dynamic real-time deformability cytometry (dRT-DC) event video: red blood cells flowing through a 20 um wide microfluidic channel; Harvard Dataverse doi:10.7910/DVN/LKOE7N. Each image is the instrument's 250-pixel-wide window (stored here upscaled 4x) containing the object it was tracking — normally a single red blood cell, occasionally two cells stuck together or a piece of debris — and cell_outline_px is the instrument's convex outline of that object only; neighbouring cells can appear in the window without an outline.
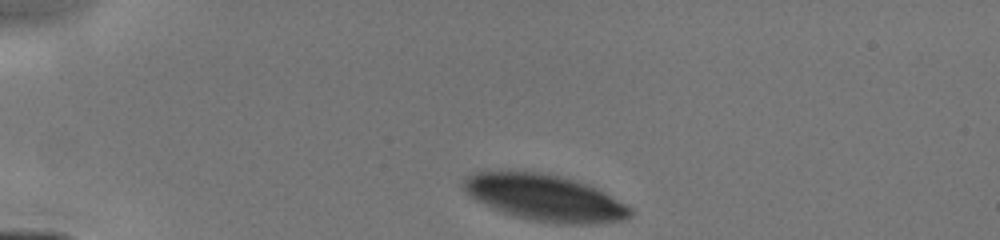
{"species": "human", "species_latin": "Homo sapiens", "temperature_condition": "cold", "stored_images_in_passage": 55, "camera_frame_rate_fps": 3000, "um_per_image_px": 0.085, "donor": {"sex": "male"}, "frame": {"image": 1, "passage_image": 1, "time_ms": 0.0, "image_size_px": [1000, 240], "cell_outline_px": [[632, 216], [628, 220], [592, 224], [560, 224], [532, 220], [516, 216], [504, 212], [476, 200], [464, 188], [464, 180], [468, 176], [476, 172], [536, 172], [556, 176], [572, 180], [596, 188], [632, 208]], "centroid_in_image_um": [46.38, 16.84], "position_along_channel_um": 38.6, "area_um2": 44.1}}
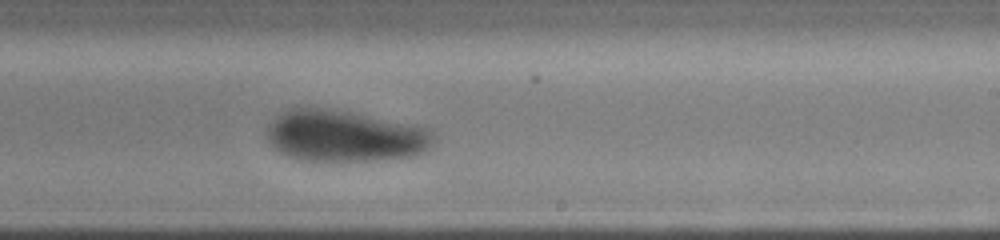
{"frame": {"image": 2, "passage_image": 40, "time_ms": 6.333, "image_size_px": [1000, 240], "cell_outline_px": [[436, 140], [424, 152], [412, 156], [368, 160], [300, 160], [288, 156], [280, 152], [268, 144], [268, 124], [276, 116], [288, 108], [320, 108], [352, 112], [424, 128], [432, 132], [436, 136]], "centroid_in_image_um": [29.25, 11.56], "position_along_channel_um": 259.8, "area_um2": 49.42}}
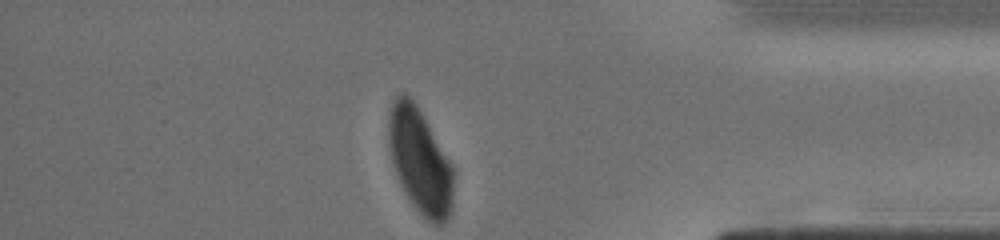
{"frame": {"image": 3, "passage_image": 55, "time_ms": 10.0, "image_size_px": [1000, 240], "cell_outline_px": [[456, 172], [452, 208], [444, 224], [432, 224], [412, 204], [404, 192], [400, 184], [392, 160], [388, 144], [388, 116], [392, 104], [396, 96], [408, 96], [416, 104], [456, 168]], "centroid_in_image_um": [35.75, 13.71], "position_along_channel_um": 399.4, "area_um2": 40.06}}